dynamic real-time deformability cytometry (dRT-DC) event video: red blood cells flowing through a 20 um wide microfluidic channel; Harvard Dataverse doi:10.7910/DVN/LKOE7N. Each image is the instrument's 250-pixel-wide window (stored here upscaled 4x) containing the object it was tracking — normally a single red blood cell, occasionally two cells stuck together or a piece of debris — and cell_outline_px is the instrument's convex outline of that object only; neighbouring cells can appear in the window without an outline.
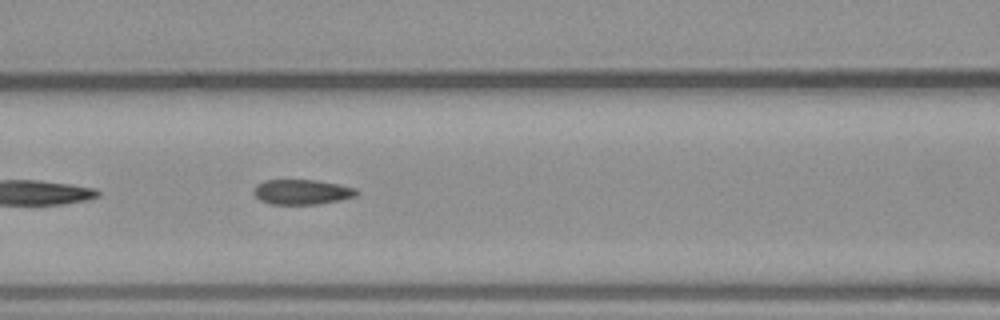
{"species": "common noctule bat (a hibernating species)", "species_latin": "Nyctalus noctula", "temperature_condition": "warm", "stored_images_in_passage": 27, "camera_frame_rate_fps": 3000, "um_per_image_px": 0.085, "animal": {"sex": "male", "body_mass_g": 23.1, "forearm_length_mm": 52.7}, "frame": {"image": 1, "passage_image": 12, "time_ms": 3.667, "image_size_px": [1000, 320], "cell_outline_px": [[360, 192], [356, 196], [340, 200], [320, 204], [272, 204], [260, 200], [252, 192], [256, 184], [264, 180], [316, 180], [340, 184], [356, 188]], "centroid_in_image_um": [25.68, 16.31], "position_along_channel_um": 140.9, "area_um2": 15.14}}